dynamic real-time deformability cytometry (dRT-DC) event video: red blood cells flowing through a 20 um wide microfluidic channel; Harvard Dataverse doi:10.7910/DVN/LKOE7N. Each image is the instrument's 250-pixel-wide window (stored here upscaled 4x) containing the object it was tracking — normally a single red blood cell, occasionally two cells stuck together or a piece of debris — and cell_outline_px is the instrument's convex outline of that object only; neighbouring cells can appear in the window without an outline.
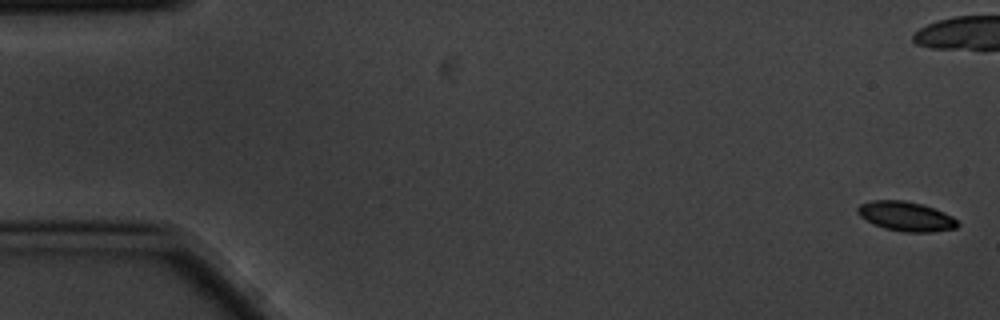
{"species": "common noctule bat (a hibernating species)", "species_latin": "Nyctalus noctula", "temperature_condition": "cold", "stored_images_in_passage": 8, "camera_frame_rate_fps": 3000, "um_per_image_px": 0.085, "animal": {"sex": "male", "body_mass_g": 20.1, "forearm_length_mm": 53.5}, "frame": {"image": 1, "passage_image": 1, "time_ms": 0.0, "image_size_px": [1000, 320], "cell_outline_px": [[960, 224], [956, 228], [928, 232], [908, 232], [884, 228], [860, 216], [856, 212], [856, 208], [860, 204], [872, 200], [904, 200], [924, 204], [944, 212], [952, 216]], "centroid_in_image_um": [77.02, 18.37], "position_along_channel_um": 8.0, "area_um2": 17.11}}